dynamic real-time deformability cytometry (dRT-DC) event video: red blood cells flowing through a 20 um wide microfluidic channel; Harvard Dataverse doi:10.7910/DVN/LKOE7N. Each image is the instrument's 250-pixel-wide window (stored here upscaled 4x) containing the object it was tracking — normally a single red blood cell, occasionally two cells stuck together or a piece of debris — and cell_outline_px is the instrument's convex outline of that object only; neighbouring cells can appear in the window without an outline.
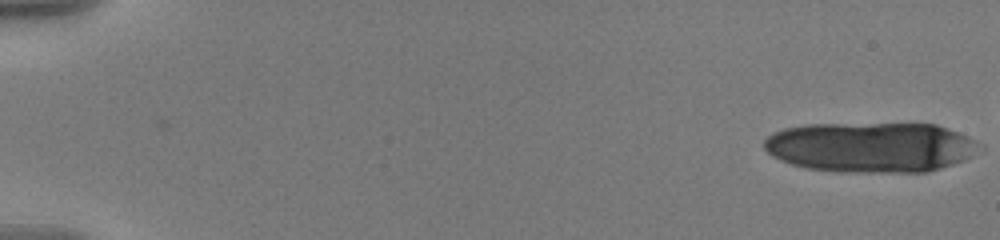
{"species": "human", "species_latin": "Homo sapiens", "temperature_condition": "warm", "stored_images_in_passage": 19, "camera_frame_rate_fps": 3000, "um_per_image_px": 0.085, "donor": {"sex": "male"}, "frame": {"image": 1, "passage_image": 1, "time_ms": 0.0, "image_size_px": [1000, 240], "cell_outline_px": [[984, 148], [972, 156], [964, 160], [928, 172], [836, 172], [804, 168], [780, 160], [772, 156], [764, 148], [764, 140], [772, 132], [784, 128], [808, 124], [936, 124], [968, 136], [976, 140]], "centroid_in_image_um": [74.02, 12.52], "position_along_channel_um": 11.0, "area_um2": 63.46}}